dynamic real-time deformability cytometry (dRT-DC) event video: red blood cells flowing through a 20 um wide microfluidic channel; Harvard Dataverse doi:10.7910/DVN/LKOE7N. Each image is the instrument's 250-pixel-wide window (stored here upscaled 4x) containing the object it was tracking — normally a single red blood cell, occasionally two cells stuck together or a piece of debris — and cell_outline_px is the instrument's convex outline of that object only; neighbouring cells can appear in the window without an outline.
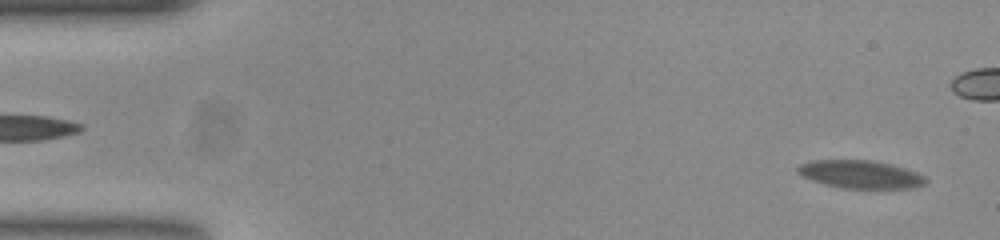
{"species": "common noctule bat (a hibernating species)", "species_latin": "Nyctalus noctula", "temperature_condition": "room temperature", "stored_images_in_passage": 57, "camera_frame_rate_fps": 3000, "um_per_image_px": 0.085, "animal": {"sex": "female", "body_mass_g": 23.0, "forearm_length_mm": 53.4}, "frame": {"image": 1, "passage_image": 2, "time_ms": 0.333, "image_size_px": [1000, 240], "cell_outline_px": [[928, 180], [924, 184], [908, 188], [844, 188], [828, 184], [804, 176], [796, 168], [800, 164], [816, 160], [872, 160], [904, 168], [916, 172], [924, 176]], "centroid_in_image_um": [73.18, 14.81], "position_along_channel_um": 11.8, "area_um2": 20.23}}
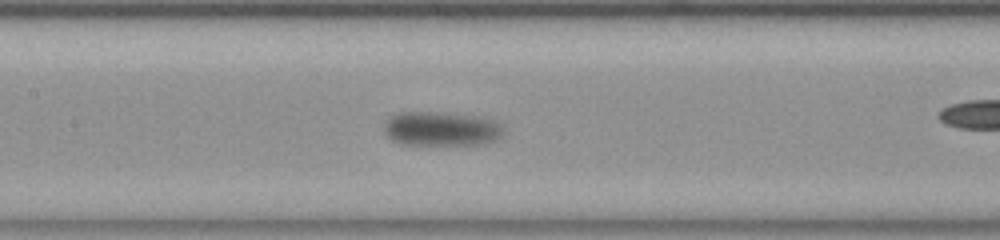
{"frame": {"image": 2, "passage_image": 26, "time_ms": 8.333, "image_size_px": [1000, 240], "cell_outline_px": [[500, 136], [496, 140], [476, 144], [448, 148], [400, 144], [392, 140], [388, 136], [384, 128], [384, 124], [396, 112], [432, 112], [464, 116], [492, 120], [496, 124], [500, 132]], "centroid_in_image_um": [37.38, 11.02], "position_along_channel_um": 170.0, "area_um2": 23.87}}
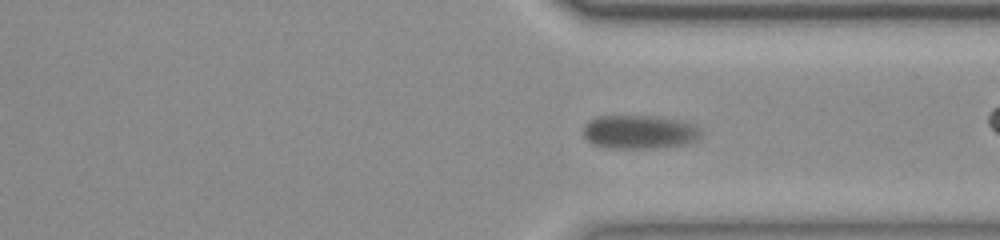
{"frame": {"image": 3, "passage_image": 42, "time_ms": 13.667, "image_size_px": [1000, 240], "cell_outline_px": [[700, 132], [696, 140], [680, 144], [648, 148], [616, 148], [592, 144], [584, 136], [584, 124], [588, 120], [596, 116], [648, 116], [680, 120], [692, 124]], "centroid_in_image_um": [54.26, 11.2], "position_along_channel_um": 357.1, "area_um2": 22.54}, "authors_computed_cell_mechanics": {"area_um2": 22.6576, "velocity_mm_per_s": 3.5073, "shape_relaxation_time_tau1_ms": 2.9158, "shape_relaxation_time_tau2_ms": null, "deformation_change_tau1": 0.1628, "deformation_change_tau2": null}}